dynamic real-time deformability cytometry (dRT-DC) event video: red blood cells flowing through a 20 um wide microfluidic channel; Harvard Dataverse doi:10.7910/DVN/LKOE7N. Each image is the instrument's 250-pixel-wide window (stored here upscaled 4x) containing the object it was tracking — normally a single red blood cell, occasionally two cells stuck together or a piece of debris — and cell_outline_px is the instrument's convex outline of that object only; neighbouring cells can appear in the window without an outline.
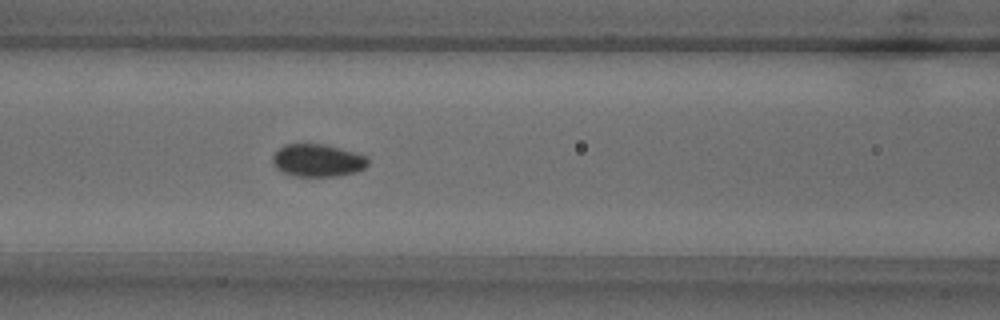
{"species": "common noctule bat (a hibernating species)", "species_latin": "Nyctalus noctula", "temperature_condition": "warm", "stored_images_in_passage": 49, "camera_frame_rate_fps": 3000, "um_per_image_px": 0.085, "animal": {"sex": "male", "body_mass_g": 18.8}, "frame": {"image": 1, "passage_image": 18, "time_ms": 5.667, "image_size_px": [1000, 320], "cell_outline_px": [[368, 164], [364, 168], [356, 172], [340, 176], [292, 176], [280, 172], [276, 168], [272, 160], [272, 156], [284, 144], [328, 144], [368, 156]], "centroid_in_image_um": [27.01, 13.64], "position_along_channel_um": 139.6, "area_um2": 18.38}}
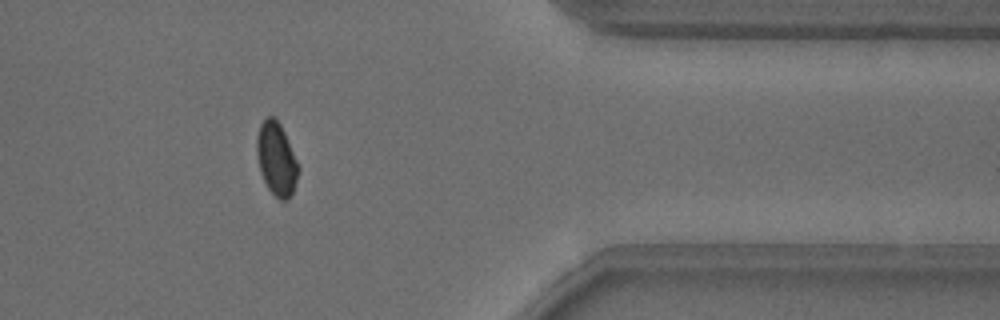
{"frame": {"image": 2, "passage_image": 39, "time_ms": 12.667, "image_size_px": [1000, 320], "cell_outline_px": [[300, 168], [292, 192], [288, 200], [280, 200], [268, 188], [260, 172], [256, 156], [256, 140], [260, 124], [268, 116], [276, 116], [284, 132]], "centroid_in_image_um": [23.48, 13.49], "position_along_channel_um": 387.9, "area_um2": 17.63}}
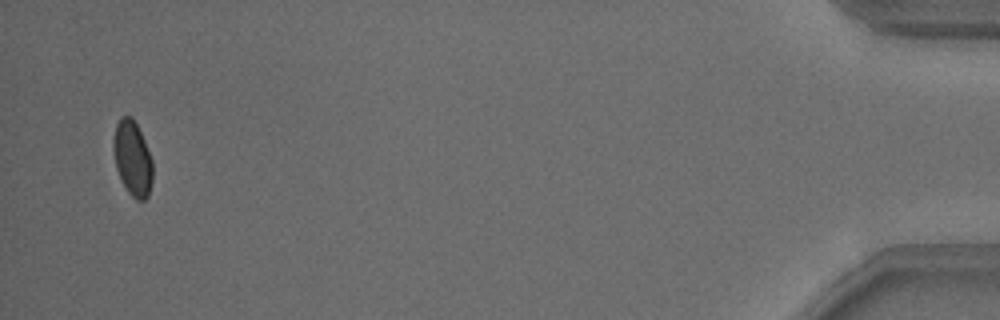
{"frame": {"image": 3, "passage_image": 47, "time_ms": 15.333, "image_size_px": [1000, 320], "cell_outline_px": [[152, 180], [148, 196], [144, 200], [136, 200], [128, 192], [116, 168], [112, 148], [112, 144], [116, 124], [120, 116], [132, 116], [144, 140], [152, 160]], "centroid_in_image_um": [11.25, 13.44], "position_along_channel_um": 424.0, "area_um2": 17.05}, "authors_computed_cell_mechanics": {"area_um2": 17.918, "velocity_mm_per_s": 3.8638, "shape_relaxation_time_tau1_ms": 3.6042, "shape_relaxation_time_tau2_ms": 1.5355, "deformation_change_tau1": 0.0617, "deformation_change_tau2": 0.0399}}